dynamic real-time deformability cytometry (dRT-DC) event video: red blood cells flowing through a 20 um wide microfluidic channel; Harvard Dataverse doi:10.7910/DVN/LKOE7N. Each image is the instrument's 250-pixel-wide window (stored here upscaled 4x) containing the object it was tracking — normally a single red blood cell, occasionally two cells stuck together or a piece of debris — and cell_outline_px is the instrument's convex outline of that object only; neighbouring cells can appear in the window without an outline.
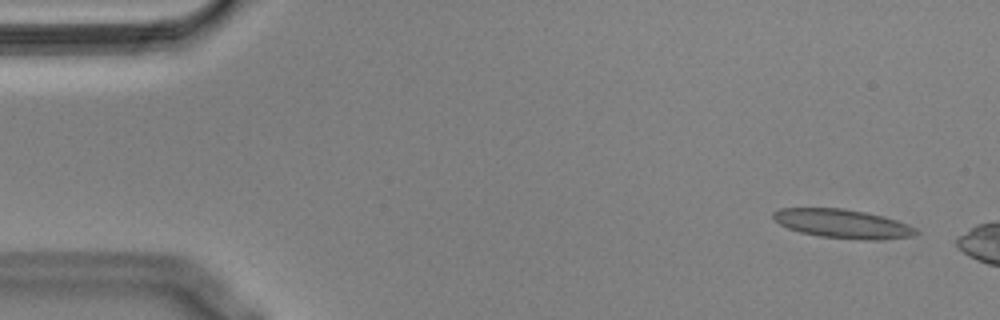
{"species": "Egyptian fruit bat (a non-hibernating species)", "species_latin": "Rousettus aegyptiacus", "temperature_condition": "cold", "stored_images_in_passage": 49, "camera_frame_rate_fps": 3000, "um_per_image_px": 0.085, "animal": {"sex": "male"}, "frame": {"image": 1, "passage_image": 3, "time_ms": 0.667, "image_size_px": [1000, 320], "cell_outline_px": [[920, 232], [912, 236], [876, 240], [860, 240], [820, 236], [800, 232], [788, 228], [780, 224], [772, 216], [772, 212], [780, 208], [840, 208], [864, 212], [896, 220], [916, 228]], "centroid_in_image_um": [71.6, 19.02], "position_along_channel_um": 13.4, "area_um2": 23.81}}
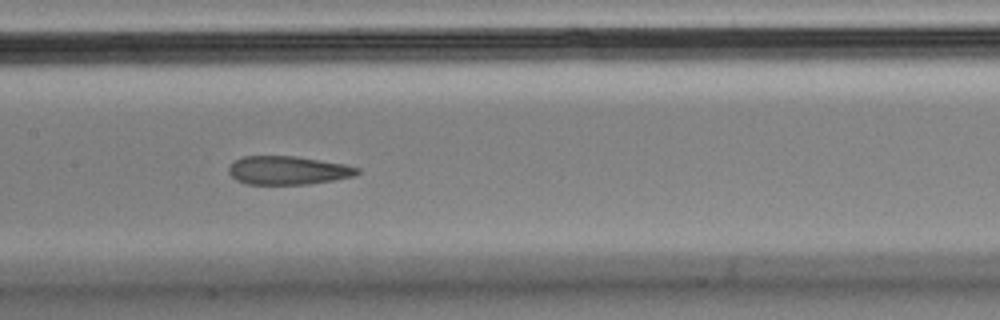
{"frame": {"image": 2, "passage_image": 26, "time_ms": 8.333, "image_size_px": [1000, 320], "cell_outline_px": [[360, 172], [352, 176], [332, 180], [308, 184], [248, 184], [236, 180], [228, 172], [228, 168], [236, 160], [244, 156], [296, 156], [344, 164], [360, 168]], "centroid_in_image_um": [24.47, 14.48], "position_along_channel_um": 182.9, "area_um2": 21.15}}
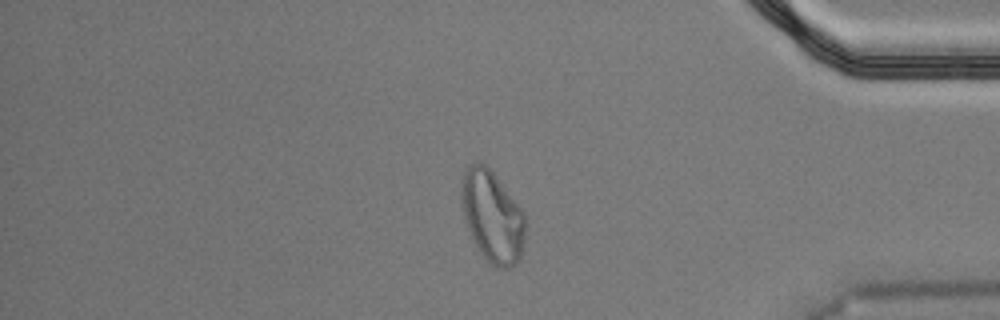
{"frame": {"image": 3, "passage_image": 46, "time_ms": 15.0, "image_size_px": [1000, 320], "cell_outline_px": [[528, 224], [524, 244], [520, 260], [516, 264], [508, 268], [496, 268], [484, 256], [476, 244], [468, 228], [464, 216], [460, 180], [464, 172], [472, 164], [480, 160], [492, 172], [524, 212], [528, 220]], "centroid_in_image_um": [41.9, 18.42], "position_along_channel_um": 393.3, "area_um2": 33.99}}